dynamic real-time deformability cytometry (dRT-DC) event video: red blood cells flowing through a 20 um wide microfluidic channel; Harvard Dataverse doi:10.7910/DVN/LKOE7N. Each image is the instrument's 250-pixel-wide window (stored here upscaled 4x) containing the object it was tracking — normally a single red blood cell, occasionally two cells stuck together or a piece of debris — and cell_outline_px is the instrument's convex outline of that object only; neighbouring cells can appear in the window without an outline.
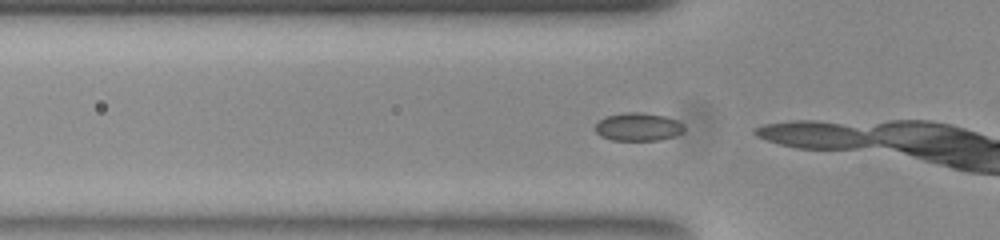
{"species": "common noctule bat (a hibernating species)", "species_latin": "Nyctalus noctula", "temperature_condition": "room temperature", "stored_images_in_passage": 3, "camera_frame_rate_fps": 3000, "um_per_image_px": 0.085, "animal": {"sex": "female", "body_mass_g": 23.0, "forearm_length_mm": 53.4}, "frame": {"image": 1, "passage_image": 2, "time_ms": 0.333, "image_size_px": [1000, 240], "cell_outline_px": [[684, 132], [676, 136], [660, 140], [612, 140], [600, 136], [596, 132], [596, 124], [604, 116], [624, 112], [644, 112], [664, 116], [676, 120], [684, 124]], "centroid_in_image_um": [54.26, 10.78], "position_along_channel_um": 71.5, "area_um2": 14.74}}